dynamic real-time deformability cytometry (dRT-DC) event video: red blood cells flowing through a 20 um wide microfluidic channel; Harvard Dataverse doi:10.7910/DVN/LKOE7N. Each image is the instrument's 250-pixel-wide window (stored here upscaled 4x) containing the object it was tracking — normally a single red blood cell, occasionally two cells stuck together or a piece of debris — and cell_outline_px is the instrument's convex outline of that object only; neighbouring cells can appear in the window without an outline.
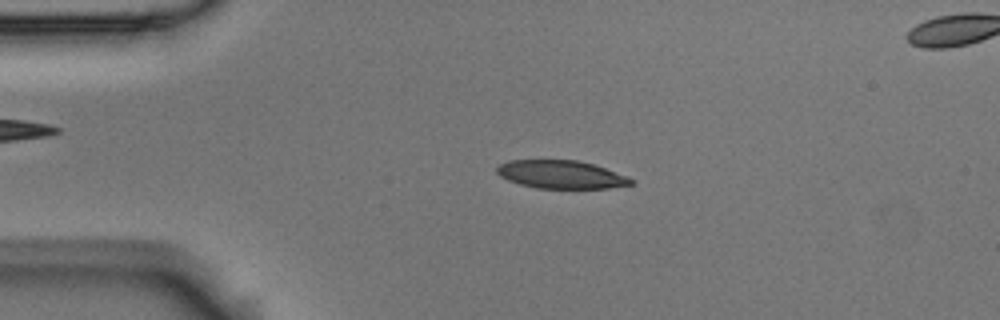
{"species": "Egyptian fruit bat (a non-hibernating species)", "species_latin": "Rousettus aegyptiacus", "temperature_condition": "room temperature", "stored_images_in_passage": 4, "camera_frame_rate_fps": 3000, "um_per_image_px": 0.085, "animal": {"sex": "male"}, "frame": {"image": 1, "passage_image": 3, "time_ms": 0.667, "image_size_px": [1000, 320], "cell_outline_px": [[636, 180], [632, 184], [608, 188], [536, 188], [520, 184], [508, 180], [500, 176], [496, 172], [496, 168], [500, 164], [508, 160], [576, 160], [592, 164], [628, 176]], "centroid_in_image_um": [47.68, 14.83], "position_along_channel_um": 37.3, "area_um2": 21.91}}